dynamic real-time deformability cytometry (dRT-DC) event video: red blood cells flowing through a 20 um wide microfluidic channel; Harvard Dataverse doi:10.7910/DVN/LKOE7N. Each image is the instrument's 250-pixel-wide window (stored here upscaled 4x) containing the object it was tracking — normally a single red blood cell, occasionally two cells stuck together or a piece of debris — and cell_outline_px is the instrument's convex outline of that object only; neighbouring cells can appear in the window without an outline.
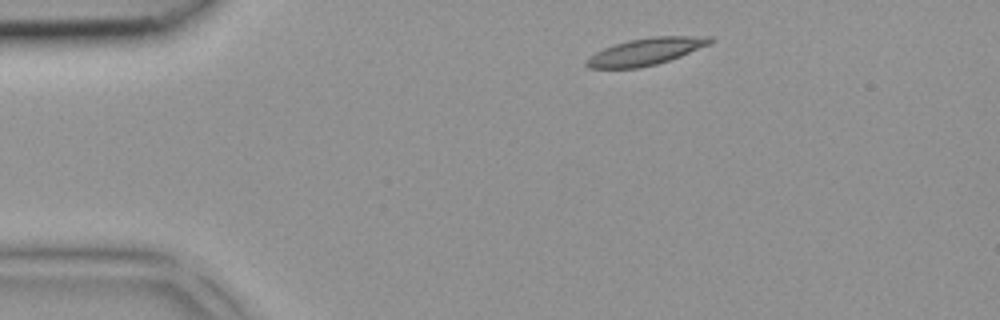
{"species": "common noctule bat (a hibernating species)", "species_latin": "Nyctalus noctula", "temperature_condition": "room temperature", "stored_images_in_passage": 2, "camera_frame_rate_fps": 3000, "um_per_image_px": 0.085, "animal": {"sex": "female", "body_mass_g": 18.4}, "frame": {"image": 1, "passage_image": 1, "time_ms": 0.0, "image_size_px": [1000, 320], "cell_outline_px": [[716, 40], [712, 44], [680, 56], [656, 64], [636, 68], [588, 68], [584, 64], [584, 60], [596, 52], [604, 48], [628, 40], [652, 36], [712, 36]], "centroid_in_image_um": [54.93, 4.37], "position_along_channel_um": 30.1, "area_um2": 19.54}}